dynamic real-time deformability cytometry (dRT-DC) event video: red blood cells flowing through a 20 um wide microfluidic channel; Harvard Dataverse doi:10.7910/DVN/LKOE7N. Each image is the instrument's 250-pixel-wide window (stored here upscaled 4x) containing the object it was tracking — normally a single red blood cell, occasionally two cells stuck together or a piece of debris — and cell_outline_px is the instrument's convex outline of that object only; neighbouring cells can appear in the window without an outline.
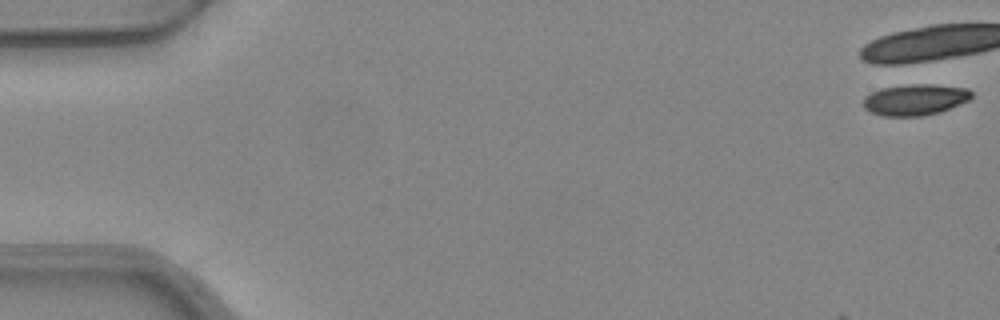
{"species": "common noctule bat (a hibernating species)", "species_latin": "Nyctalus noctula", "temperature_condition": "warm", "stored_images_in_passage": 7, "camera_frame_rate_fps": 3000, "um_per_image_px": 0.085, "animal": {"sex": "female", "body_mass_g": 24.6, "forearm_length_mm": 56.2}, "frame": {"image": 1, "passage_image": 1, "time_ms": 0.0, "image_size_px": [1000, 320], "cell_outline_px": [[972, 96], [968, 100], [940, 112], [920, 116], [880, 116], [864, 108], [864, 96], [880, 88], [908, 84], [932, 84], [968, 88], [972, 92]], "centroid_in_image_um": [77.77, 8.46], "position_along_channel_um": 7.2, "area_um2": 19.65}}